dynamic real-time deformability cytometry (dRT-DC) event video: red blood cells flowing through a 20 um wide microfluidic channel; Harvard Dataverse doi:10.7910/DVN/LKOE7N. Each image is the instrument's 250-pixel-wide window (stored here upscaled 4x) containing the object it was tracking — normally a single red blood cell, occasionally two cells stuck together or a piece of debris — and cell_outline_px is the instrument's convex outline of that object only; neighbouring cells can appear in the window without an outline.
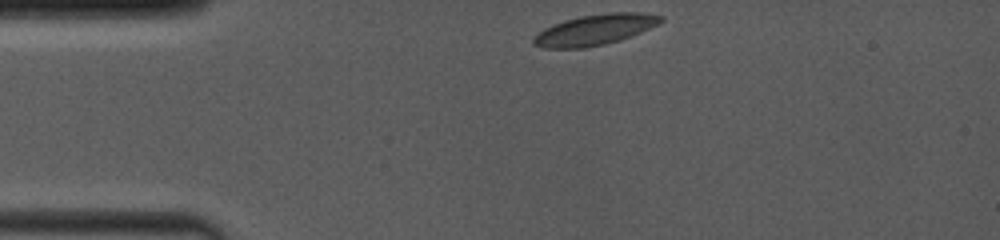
{"species": "common noctule bat (a hibernating species)", "species_latin": "Nyctalus noctula", "temperature_condition": "room temperature", "stored_images_in_passage": 45, "camera_frame_rate_fps": 4000, "um_per_image_px": 0.085, "animal": {"sex": "female", "body_mass_g": 19.0, "forearm_length_mm": 53.3}, "frame": {"image": 1, "passage_image": 1, "time_ms": 0.0, "image_size_px": [1000, 240], "cell_outline_px": [[664, 20], [632, 36], [620, 40], [604, 44], [584, 48], [544, 48], [532, 44], [532, 40], [544, 28], [564, 20], [580, 16], [608, 12], [640, 12], [664, 16]], "centroid_in_image_um": [50.57, 2.52], "position_along_channel_um": 34.4, "area_um2": 22.6}}
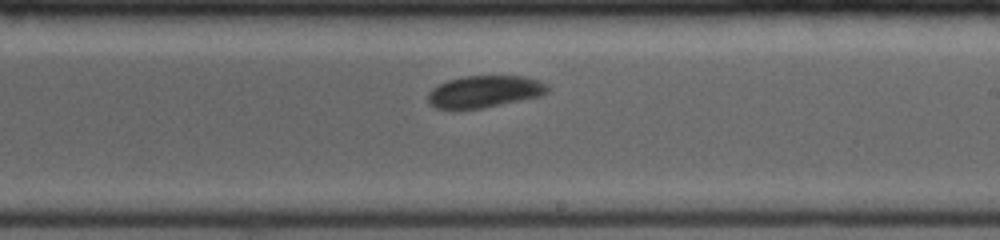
{"frame": {"image": 2, "passage_image": 26, "time_ms": 6.5, "image_size_px": [1000, 240], "cell_outline_px": [[548, 92], [540, 96], [484, 108], [460, 112], [436, 108], [428, 104], [428, 92], [432, 88], [448, 80], [464, 76], [524, 76], [536, 80], [544, 84], [548, 88]], "centroid_in_image_um": [41.09, 7.83], "position_along_channel_um": 247.9, "area_um2": 22.72}}
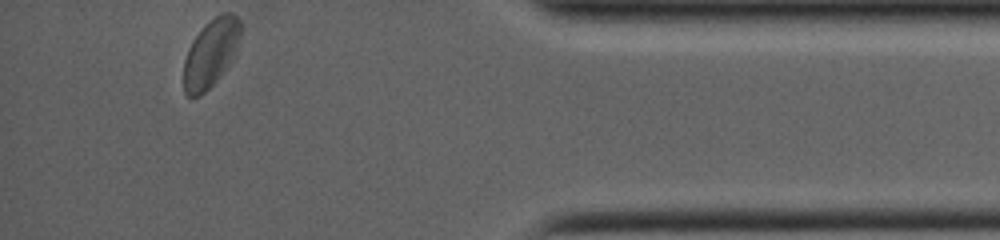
{"frame": {"image": 3, "passage_image": 45, "time_ms": 11.5, "image_size_px": [1000, 240], "cell_outline_px": [[240, 36], [236, 56], [220, 76], [200, 96], [188, 96], [184, 92], [184, 60], [188, 48], [192, 40], [220, 12], [232, 12], [240, 20]], "centroid_in_image_um": [17.94, 4.52], "position_along_channel_um": 417.3, "area_um2": 22.37}, "authors_computed_cell_mechanics": {"area_um2": 22.3686, "velocity_mm_per_s": 3.9309, "shape_relaxation_time_tau1_ms": 2.4379, "shape_relaxation_time_tau2_ms": 1.744, "deformation_change_tau1": 0.0699, "deformation_change_tau2": 0.0287}}